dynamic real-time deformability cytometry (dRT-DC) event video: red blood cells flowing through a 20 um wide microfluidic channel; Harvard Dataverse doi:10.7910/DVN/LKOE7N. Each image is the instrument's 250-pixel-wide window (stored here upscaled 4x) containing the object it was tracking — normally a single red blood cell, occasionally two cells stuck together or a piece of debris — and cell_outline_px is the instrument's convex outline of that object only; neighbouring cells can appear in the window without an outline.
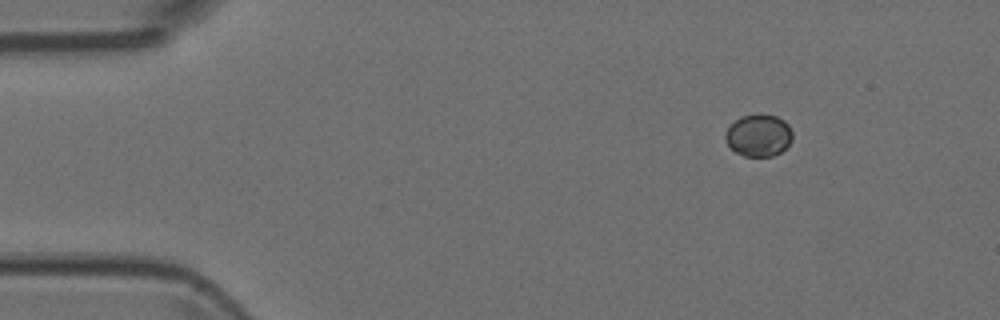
{"species": "Egyptian fruit bat (a non-hibernating species)", "species_latin": "Rousettus aegyptiacus", "temperature_condition": "room temperature", "stored_images_in_passage": 6, "segment_of_instrument_passage": [2, 2], "camera_frame_rate_fps": 3000, "um_per_image_px": 0.085, "animal": {"sex": "female"}, "frame": {"image": 1, "passage_image": 6, "time_ms": 1.667, "image_size_px": [1000, 320], "cell_outline_px": [[792, 140], [780, 152], [772, 156], [744, 156], [736, 152], [728, 144], [724, 136], [728, 128], [740, 116], [760, 112], [776, 116], [784, 120], [788, 124], [792, 132]], "centroid_in_image_um": [64.49, 11.47], "position_along_channel_um": 20.5, "area_um2": 16.53}}